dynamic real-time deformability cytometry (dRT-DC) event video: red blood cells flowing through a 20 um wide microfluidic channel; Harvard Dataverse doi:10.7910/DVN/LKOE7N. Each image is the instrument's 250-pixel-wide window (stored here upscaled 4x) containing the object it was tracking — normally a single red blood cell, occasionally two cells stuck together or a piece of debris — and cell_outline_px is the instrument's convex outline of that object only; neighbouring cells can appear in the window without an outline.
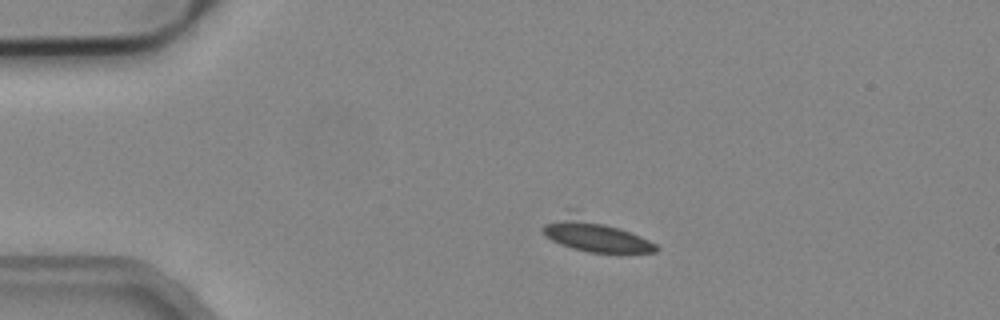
{"species": "common noctule bat (a hibernating species)", "species_latin": "Nyctalus noctula", "temperature_condition": "cold", "stored_images_in_passage": 5, "camera_frame_rate_fps": 3000, "um_per_image_px": 0.085, "animal": {"sex": "male", "body_mass_g": 19.2, "forearm_length_mm": 51.8}, "frame": {"image": 1, "passage_image": 2, "time_ms": 0.333, "image_size_px": [1000, 320], "cell_outline_px": [[660, 248], [656, 252], [588, 252], [572, 248], [560, 244], [544, 236], [540, 228], [544, 224], [568, 208], [640, 236], [656, 244]], "centroid_in_image_um": [50.44, 19.96], "position_along_channel_um": 34.6, "area_um2": 21.39}}
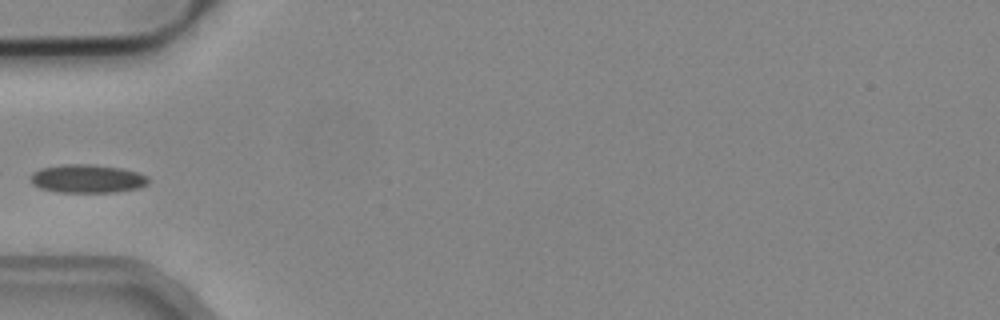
{"frame": {"image": 2, "passage_image": 4, "time_ms": 1.0, "image_size_px": [1000, 320], "cell_outline_px": [[148, 184], [140, 188], [116, 192], [56, 192], [40, 188], [32, 184], [32, 172], [40, 168], [68, 164], [92, 164], [120, 168], [136, 172], [148, 176]], "centroid_in_image_um": [7.43, 15.19], "position_along_channel_um": 77.6, "area_um2": 19.48}}